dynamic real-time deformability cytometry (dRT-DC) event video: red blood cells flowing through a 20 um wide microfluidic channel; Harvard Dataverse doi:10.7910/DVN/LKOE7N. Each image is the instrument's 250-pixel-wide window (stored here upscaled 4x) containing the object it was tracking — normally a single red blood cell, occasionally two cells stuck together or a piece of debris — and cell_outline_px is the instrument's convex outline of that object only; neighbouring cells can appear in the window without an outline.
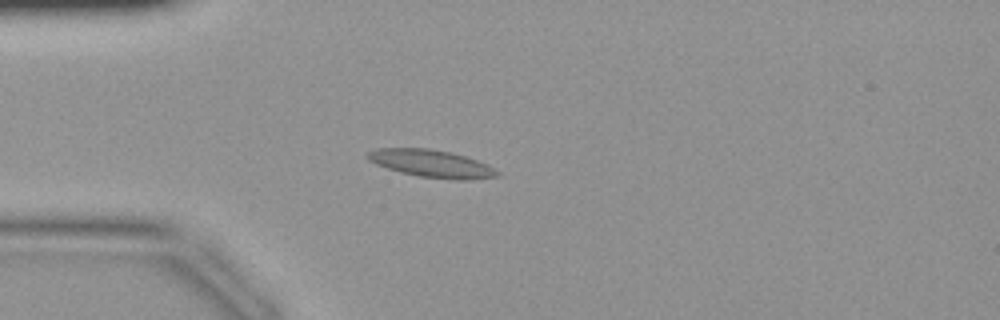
{"species": "common noctule bat (a hibernating species)", "species_latin": "Nyctalus noctula", "temperature_condition": "warm", "stored_images_in_passage": 34, "camera_frame_rate_fps": 3000, "um_per_image_px": 0.085, "animal": {"sex": "female", "body_mass_g": 19.9}, "frame": {"image": 1, "passage_image": 10, "time_ms": 3.0, "image_size_px": [1000, 320], "cell_outline_px": [[500, 176], [468, 180], [460, 180], [420, 176], [400, 172], [376, 164], [368, 160], [364, 156], [368, 152], [376, 148], [428, 148], [452, 152], [488, 164], [500, 172]], "centroid_in_image_um": [36.68, 13.9], "position_along_channel_um": 48.3, "area_um2": 20.81}}
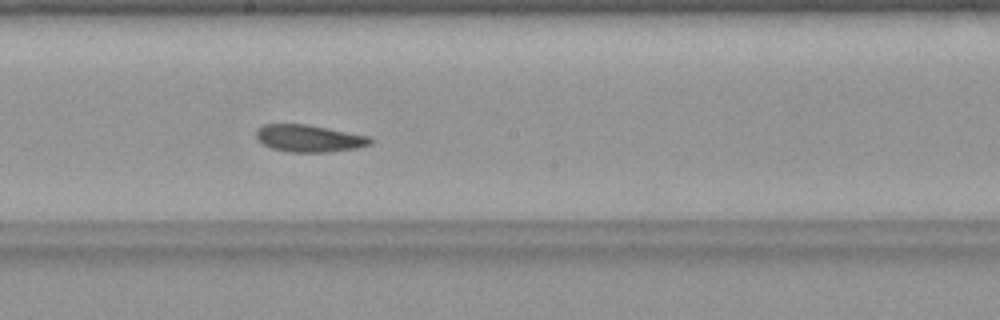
{"frame": {"image": 2, "passage_image": 22, "time_ms": 7.0, "image_size_px": [1000, 320], "cell_outline_px": [[372, 144], [356, 148], [328, 152], [288, 152], [272, 148], [256, 140], [256, 128], [264, 124], [308, 124], [372, 136]], "centroid_in_image_um": [26.28, 11.75], "position_along_channel_um": 221.9, "area_um2": 18.32}}
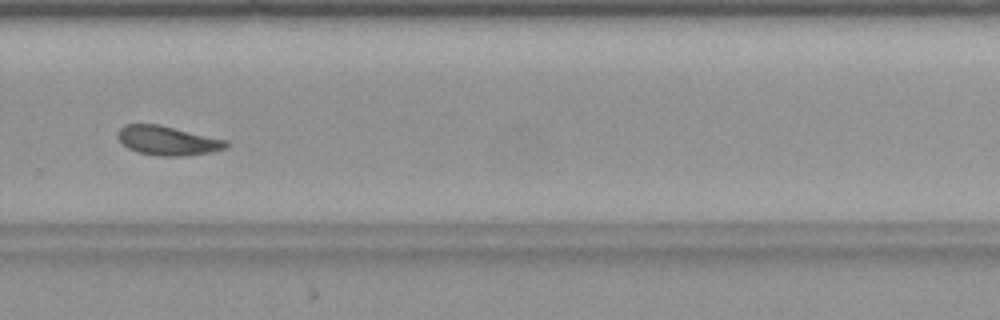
{"frame": {"image": 3, "passage_image": 28, "time_ms": 9.0, "image_size_px": [1000, 320], "cell_outline_px": [[228, 148], [212, 152], [184, 156], [160, 156], [136, 152], [128, 148], [116, 136], [116, 132], [124, 124], [160, 124], [228, 140]], "centroid_in_image_um": [14.26, 11.95], "position_along_channel_um": 315.5, "area_um2": 18.73}}